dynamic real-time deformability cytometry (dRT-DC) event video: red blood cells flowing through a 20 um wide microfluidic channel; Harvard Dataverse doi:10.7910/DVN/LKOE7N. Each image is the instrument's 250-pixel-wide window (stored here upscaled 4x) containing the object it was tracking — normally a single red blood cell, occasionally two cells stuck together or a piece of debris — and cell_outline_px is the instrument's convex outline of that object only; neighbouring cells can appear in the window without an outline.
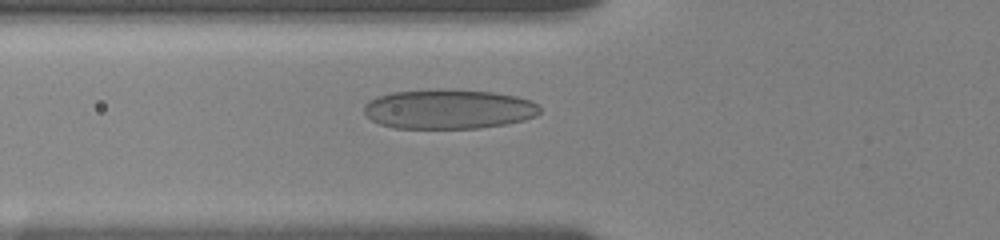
{"species": "human", "species_latin": "Homo sapiens", "temperature_condition": "room temperature", "stored_images_in_passage": 46, "camera_frame_rate_fps": 3000, "um_per_image_px": 0.085, "donor": {"sex": "female"}, "frame": {"image": 1, "passage_image": 11, "time_ms": 3.333, "image_size_px": [1000, 240], "cell_outline_px": [[540, 112], [536, 116], [524, 120], [504, 124], [480, 128], [392, 128], [380, 124], [372, 120], [364, 112], [364, 104], [368, 100], [376, 96], [392, 92], [436, 88], [452, 88], [492, 92], [516, 96], [532, 100], [540, 108]], "centroid_in_image_um": [38.11, 9.25], "position_along_channel_um": 87.7, "area_um2": 41.15}}
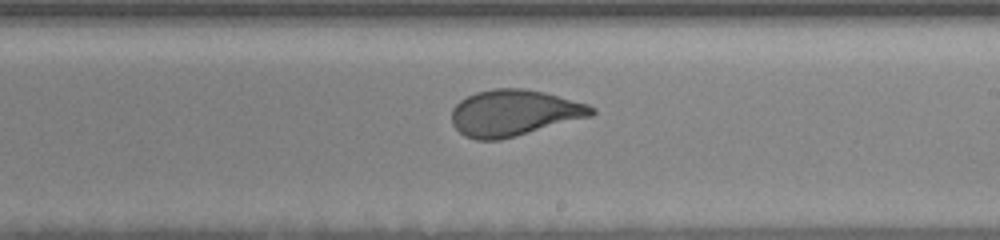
{"frame": {"image": 2, "passage_image": 24, "time_ms": 7.667, "image_size_px": [1000, 240], "cell_outline_px": [[596, 112], [592, 116], [516, 136], [500, 140], [476, 140], [464, 136], [452, 124], [452, 108], [460, 100], [476, 92], [492, 88], [524, 88], [544, 92], [588, 104], [596, 108]], "centroid_in_image_um": [43.69, 9.59], "position_along_channel_um": 245.3, "area_um2": 37.8}}
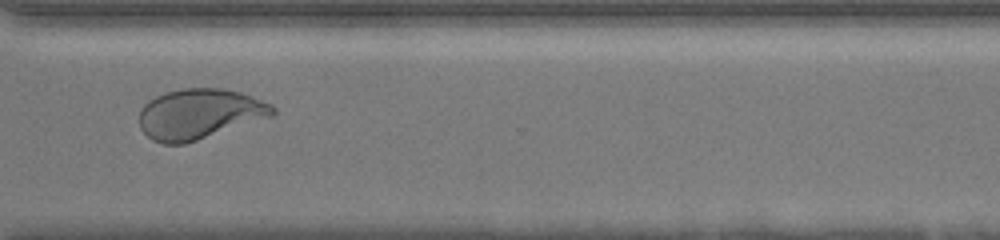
{"frame": {"image": 3, "passage_image": 33, "time_ms": 10.667, "image_size_px": [1000, 240], "cell_outline_px": [[276, 112], [272, 116], [184, 144], [164, 144], [152, 140], [140, 128], [140, 108], [148, 100], [164, 92], [184, 88], [220, 88], [240, 92], [252, 96], [272, 104], [276, 108]], "centroid_in_image_um": [16.94, 9.67], "position_along_channel_um": 353.7, "area_um2": 39.02}, "authors_computed_cell_mechanics": {"area_um2": 39.1017, "velocity_mm_per_s": 3.6206, "shape_relaxation_time_tau1_ms": 4.6455, "shape_relaxation_time_tau2_ms": null, "deformation_change_tau1": 0.1855, "deformation_change_tau2": null}}